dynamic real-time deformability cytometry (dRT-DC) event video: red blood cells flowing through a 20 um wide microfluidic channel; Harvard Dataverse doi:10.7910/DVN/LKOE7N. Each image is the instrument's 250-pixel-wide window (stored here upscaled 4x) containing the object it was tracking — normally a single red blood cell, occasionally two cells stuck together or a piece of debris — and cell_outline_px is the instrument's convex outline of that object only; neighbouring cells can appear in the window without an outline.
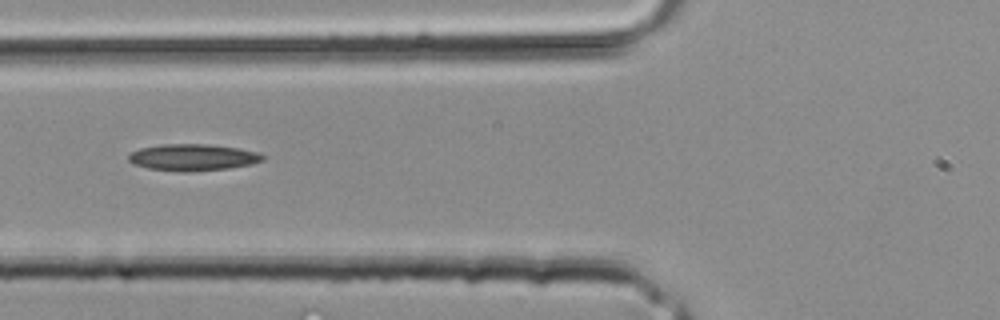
{"species": "common noctule bat (a hibernating species)", "species_latin": "Nyctalus noctula", "temperature_condition": "room temperature", "stored_images_in_passage": 25, "camera_frame_rate_fps": 3000, "um_per_image_px": 0.085, "animal": {"sex": "male", "body_mass_g": 20.4}, "frame": {"image": 1, "passage_image": 4, "time_ms": 1.0, "image_size_px": [1000, 320], "cell_outline_px": [[264, 160], [252, 164], [228, 168], [188, 172], [180, 172], [148, 168], [132, 164], [128, 160], [128, 156], [132, 152], [140, 148], [164, 144], [208, 144], [236, 148], [256, 152], [264, 156]], "centroid_in_image_um": [16.36, 13.38], "position_along_channel_um": 109.4, "area_um2": 20.75}}
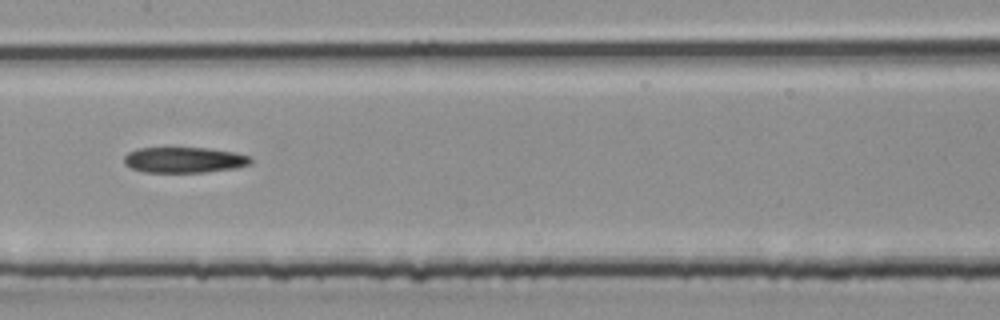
{"frame": {"image": 2, "passage_image": 8, "time_ms": 2.333, "image_size_px": [1000, 320], "cell_outline_px": [[252, 164], [236, 168], [204, 172], [144, 172], [132, 168], [124, 164], [124, 156], [128, 152], [140, 148], [208, 148], [236, 152], [252, 156]], "centroid_in_image_um": [15.71, 13.59], "position_along_channel_um": 191.7, "area_um2": 19.07}}